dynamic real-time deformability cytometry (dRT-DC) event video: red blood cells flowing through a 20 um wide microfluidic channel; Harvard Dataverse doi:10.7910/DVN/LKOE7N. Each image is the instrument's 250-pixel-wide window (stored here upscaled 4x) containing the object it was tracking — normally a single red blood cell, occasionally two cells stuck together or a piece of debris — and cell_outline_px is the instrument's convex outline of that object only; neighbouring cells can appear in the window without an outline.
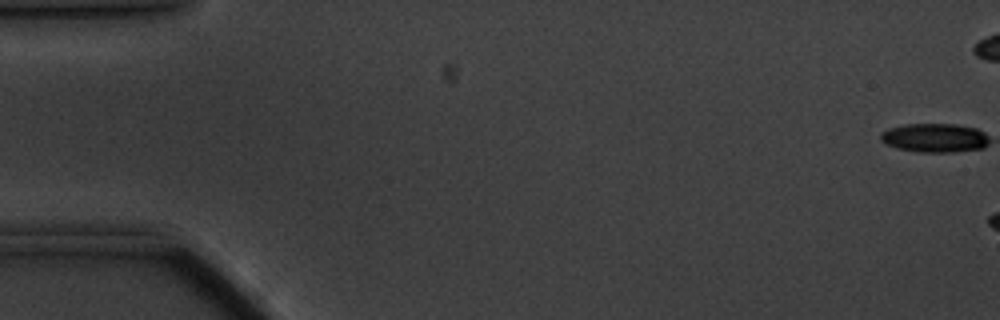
{"species": "common noctule bat (a hibernating species)", "species_latin": "Nyctalus noctula", "temperature_condition": "cold", "stored_images_in_passage": 7, "camera_frame_rate_fps": 3000, "um_per_image_px": 0.085, "animal": {"sex": "male", "body_mass_g": 20.1, "forearm_length_mm": 53.5}, "frame": {"image": 1, "passage_image": 1, "time_ms": 0.0, "image_size_px": [1000, 320], "cell_outline_px": [[984, 144], [964, 148], [912, 148], [896, 144], [888, 140], [884, 136], [892, 132], [908, 128], [964, 128], [976, 132], [984, 136]], "centroid_in_image_um": [79.57, 11.73], "position_along_channel_um": 5.4, "area_um2": 12.2}}